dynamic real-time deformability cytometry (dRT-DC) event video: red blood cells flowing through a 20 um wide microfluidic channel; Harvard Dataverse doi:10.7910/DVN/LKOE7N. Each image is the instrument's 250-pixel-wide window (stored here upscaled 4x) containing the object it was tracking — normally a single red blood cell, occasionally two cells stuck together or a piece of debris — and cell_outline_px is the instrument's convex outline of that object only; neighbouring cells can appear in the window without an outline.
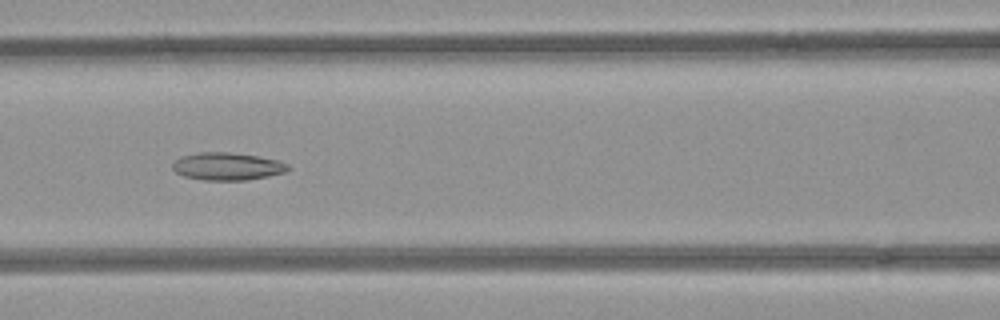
{"species": "common noctule bat (a hibernating species)", "species_latin": "Nyctalus noctula", "temperature_condition": "room temperature", "stored_images_in_passage": 37, "camera_frame_rate_fps": 3000, "um_per_image_px": 0.085, "animal": {"sex": "female", "body_mass_g": 21.9}, "frame": {"image": 1, "passage_image": 7, "time_ms": 2.0, "image_size_px": [1000, 320], "cell_outline_px": [[288, 168], [284, 172], [268, 176], [248, 180], [204, 180], [184, 176], [176, 172], [172, 168], [172, 164], [176, 160], [184, 156], [200, 152], [228, 152], [260, 156], [280, 160], [288, 164]], "centroid_in_image_um": [19.34, 14.14], "position_along_channel_um": 147.3, "area_um2": 18.5}}
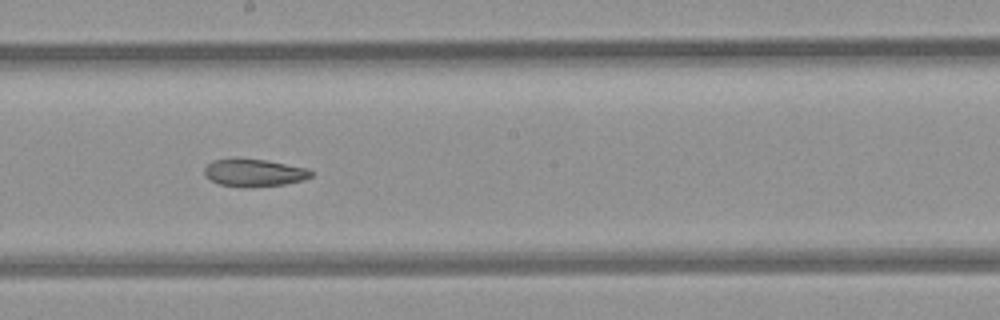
{"frame": {"image": 2, "passage_image": 13, "time_ms": 4.0, "image_size_px": [1000, 320], "cell_outline_px": [[312, 176], [304, 180], [284, 184], [252, 188], [244, 188], [216, 184], [204, 176], [204, 168], [212, 160], [268, 160], [308, 168], [312, 172]], "centroid_in_image_um": [21.6, 14.72], "position_along_channel_um": 226.6, "area_um2": 17.17}}
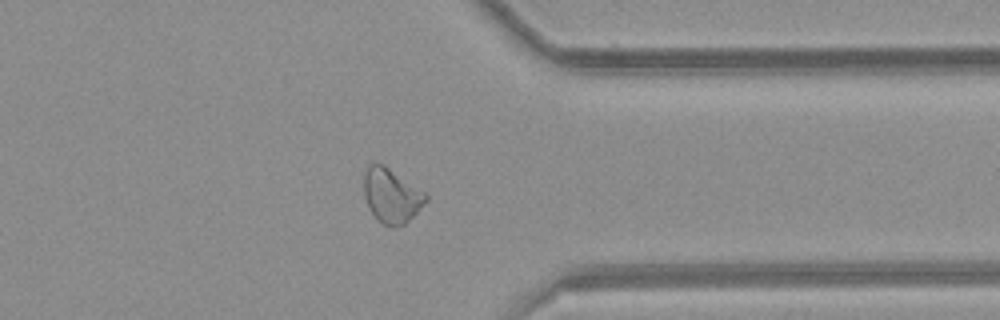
{"frame": {"image": 3, "passage_image": 25, "time_ms": 8.0, "image_size_px": [1000, 320], "cell_outline_px": [[428, 200], [404, 224], [396, 228], [392, 228], [376, 220], [368, 208], [364, 196], [364, 176], [368, 164], [384, 164], [424, 192], [428, 196]], "centroid_in_image_um": [33.25, 16.65], "position_along_channel_um": 378.2, "area_um2": 19.59}, "authors_computed_cell_mechanics": {"area_um2": 18.496, "velocity_mm_per_s": 3.967, "shape_relaxation_time_tau1_ms": null, "shape_relaxation_time_tau2_ms": 3.7565, "deformation_change_tau1": null, "deformation_change_tau2": 0.1135}}